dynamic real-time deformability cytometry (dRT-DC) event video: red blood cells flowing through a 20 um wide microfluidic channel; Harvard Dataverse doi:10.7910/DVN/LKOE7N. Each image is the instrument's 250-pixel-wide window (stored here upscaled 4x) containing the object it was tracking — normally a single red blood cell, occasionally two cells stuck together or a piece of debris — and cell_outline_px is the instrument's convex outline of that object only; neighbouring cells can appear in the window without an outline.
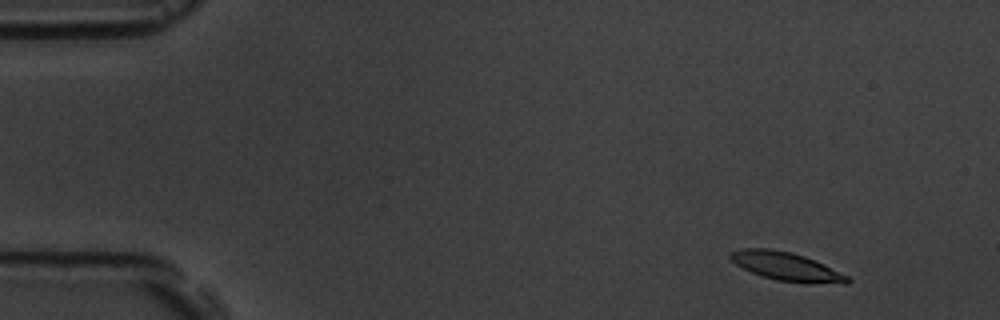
{"species": "common noctule bat (a hibernating species)", "species_latin": "Nyctalus noctula", "temperature_condition": "room temperature", "stored_images_in_passage": 51, "camera_frame_rate_fps": 3000, "um_per_image_px": 0.085, "animal": {"sex": "male", "body_mass_g": 19.5, "forearm_length_mm": 54.6}, "frame": {"image": 1, "passage_image": 4, "time_ms": 1.0, "image_size_px": [1000, 320], "cell_outline_px": [[852, 280], [848, 284], [844, 284], [776, 280], [752, 272], [736, 264], [728, 256], [728, 252], [740, 248], [768, 248], [792, 252], [804, 256], [824, 264], [848, 276]], "centroid_in_image_um": [66.82, 22.62], "position_along_channel_um": 18.2, "area_um2": 19.13}}
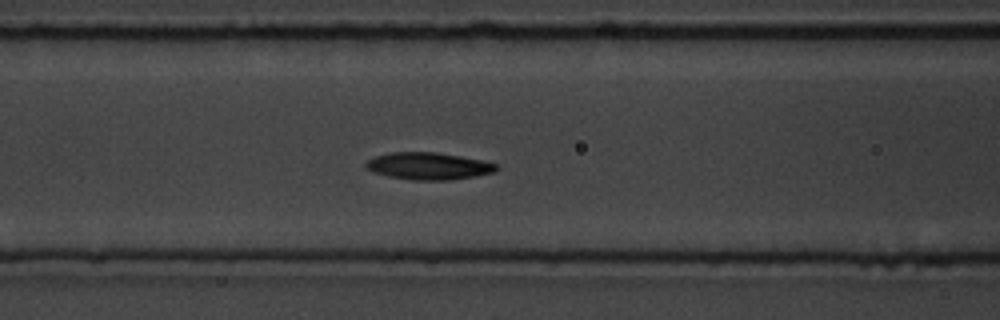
{"frame": {"image": 2, "passage_image": 22, "time_ms": 7.0, "image_size_px": [1000, 320], "cell_outline_px": [[500, 168], [496, 172], [476, 176], [448, 180], [412, 180], [388, 176], [372, 172], [364, 164], [368, 160], [376, 156], [392, 152], [436, 152], [484, 160], [496, 164]], "centroid_in_image_um": [36.46, 14.11], "position_along_channel_um": 130.1, "area_um2": 20.69}}
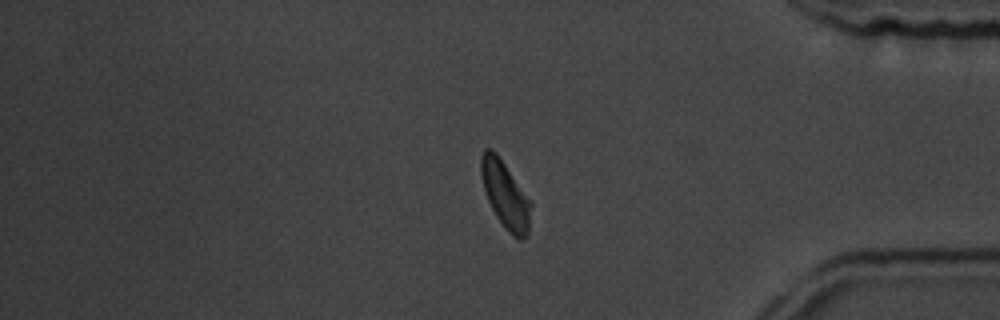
{"frame": {"image": 3, "passage_image": 46, "time_ms": 15.0, "image_size_px": [1000, 320], "cell_outline_px": [[532, 204], [528, 232], [520, 240], [512, 236], [508, 232], [496, 216], [488, 200], [484, 188], [480, 172], [480, 156], [484, 148], [492, 148], [496, 152]], "centroid_in_image_um": [42.92, 16.54], "position_along_channel_um": 392.3, "area_um2": 19.13}, "authors_computed_cell_mechanics": {"area_um2": 19.8832, "velocity_mm_per_s": 3.5816, "shape_relaxation_time_tau1_ms": 2.4054, "shape_relaxation_time_tau2_ms": 2.216, "deformation_change_tau1": 0.1172, "deformation_change_tau2": 0.0794}}